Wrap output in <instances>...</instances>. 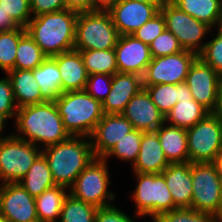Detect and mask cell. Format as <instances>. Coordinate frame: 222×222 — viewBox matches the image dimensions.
Listing matches in <instances>:
<instances>
[{"instance_id": "277c9868", "label": "cell", "mask_w": 222, "mask_h": 222, "mask_svg": "<svg viewBox=\"0 0 222 222\" xmlns=\"http://www.w3.org/2000/svg\"><path fill=\"white\" fill-rule=\"evenodd\" d=\"M55 104L71 136L90 137L104 115L102 103L85 90L63 92Z\"/></svg>"}, {"instance_id": "f1b7e54d", "label": "cell", "mask_w": 222, "mask_h": 222, "mask_svg": "<svg viewBox=\"0 0 222 222\" xmlns=\"http://www.w3.org/2000/svg\"><path fill=\"white\" fill-rule=\"evenodd\" d=\"M67 190L66 187L56 185L35 197L39 222H59L62 205L69 192Z\"/></svg>"}, {"instance_id": "ee69618b", "label": "cell", "mask_w": 222, "mask_h": 222, "mask_svg": "<svg viewBox=\"0 0 222 222\" xmlns=\"http://www.w3.org/2000/svg\"><path fill=\"white\" fill-rule=\"evenodd\" d=\"M33 17L66 9L64 0H29Z\"/></svg>"}, {"instance_id": "d6986e66", "label": "cell", "mask_w": 222, "mask_h": 222, "mask_svg": "<svg viewBox=\"0 0 222 222\" xmlns=\"http://www.w3.org/2000/svg\"><path fill=\"white\" fill-rule=\"evenodd\" d=\"M143 88L142 77L137 74L115 73L111 91L102 103L105 114H121L132 97Z\"/></svg>"}, {"instance_id": "681fc988", "label": "cell", "mask_w": 222, "mask_h": 222, "mask_svg": "<svg viewBox=\"0 0 222 222\" xmlns=\"http://www.w3.org/2000/svg\"><path fill=\"white\" fill-rule=\"evenodd\" d=\"M217 170V174L222 180V150L218 153L216 158L212 162Z\"/></svg>"}, {"instance_id": "74e56055", "label": "cell", "mask_w": 222, "mask_h": 222, "mask_svg": "<svg viewBox=\"0 0 222 222\" xmlns=\"http://www.w3.org/2000/svg\"><path fill=\"white\" fill-rule=\"evenodd\" d=\"M152 57H164L184 51L176 36L165 29L149 45Z\"/></svg>"}, {"instance_id": "3957f363", "label": "cell", "mask_w": 222, "mask_h": 222, "mask_svg": "<svg viewBox=\"0 0 222 222\" xmlns=\"http://www.w3.org/2000/svg\"><path fill=\"white\" fill-rule=\"evenodd\" d=\"M78 13L65 9L32 17L25 27L47 57L74 50Z\"/></svg>"}, {"instance_id": "52a82bcc", "label": "cell", "mask_w": 222, "mask_h": 222, "mask_svg": "<svg viewBox=\"0 0 222 222\" xmlns=\"http://www.w3.org/2000/svg\"><path fill=\"white\" fill-rule=\"evenodd\" d=\"M108 162L104 158H94L77 176L69 188V194L95 207L111 206L116 194L109 191L110 174Z\"/></svg>"}, {"instance_id": "8992f818", "label": "cell", "mask_w": 222, "mask_h": 222, "mask_svg": "<svg viewBox=\"0 0 222 222\" xmlns=\"http://www.w3.org/2000/svg\"><path fill=\"white\" fill-rule=\"evenodd\" d=\"M119 36L109 12L78 13L74 50L113 49Z\"/></svg>"}, {"instance_id": "7dc6e473", "label": "cell", "mask_w": 222, "mask_h": 222, "mask_svg": "<svg viewBox=\"0 0 222 222\" xmlns=\"http://www.w3.org/2000/svg\"><path fill=\"white\" fill-rule=\"evenodd\" d=\"M120 0H91V11L109 12Z\"/></svg>"}, {"instance_id": "f546056e", "label": "cell", "mask_w": 222, "mask_h": 222, "mask_svg": "<svg viewBox=\"0 0 222 222\" xmlns=\"http://www.w3.org/2000/svg\"><path fill=\"white\" fill-rule=\"evenodd\" d=\"M143 88L149 93L152 102L159 111L166 116L180 98L187 92L186 84H156L143 85Z\"/></svg>"}, {"instance_id": "cb8c5ba5", "label": "cell", "mask_w": 222, "mask_h": 222, "mask_svg": "<svg viewBox=\"0 0 222 222\" xmlns=\"http://www.w3.org/2000/svg\"><path fill=\"white\" fill-rule=\"evenodd\" d=\"M156 132L169 164L189 162L186 129L164 122Z\"/></svg>"}, {"instance_id": "603a6c76", "label": "cell", "mask_w": 222, "mask_h": 222, "mask_svg": "<svg viewBox=\"0 0 222 222\" xmlns=\"http://www.w3.org/2000/svg\"><path fill=\"white\" fill-rule=\"evenodd\" d=\"M12 85L17 108L46 102L32 70L13 69L6 73Z\"/></svg>"}, {"instance_id": "60d3db41", "label": "cell", "mask_w": 222, "mask_h": 222, "mask_svg": "<svg viewBox=\"0 0 222 222\" xmlns=\"http://www.w3.org/2000/svg\"><path fill=\"white\" fill-rule=\"evenodd\" d=\"M165 19L161 12L155 15L152 19L144 23L139 29H137L132 35L141 40L146 45H150L154 39L159 36L164 30Z\"/></svg>"}, {"instance_id": "484cf974", "label": "cell", "mask_w": 222, "mask_h": 222, "mask_svg": "<svg viewBox=\"0 0 222 222\" xmlns=\"http://www.w3.org/2000/svg\"><path fill=\"white\" fill-rule=\"evenodd\" d=\"M171 3L211 28L222 27V0H171Z\"/></svg>"}, {"instance_id": "9a60e30c", "label": "cell", "mask_w": 222, "mask_h": 222, "mask_svg": "<svg viewBox=\"0 0 222 222\" xmlns=\"http://www.w3.org/2000/svg\"><path fill=\"white\" fill-rule=\"evenodd\" d=\"M161 5L162 3L120 0L109 13L119 35H132L160 12Z\"/></svg>"}, {"instance_id": "8d00e7d4", "label": "cell", "mask_w": 222, "mask_h": 222, "mask_svg": "<svg viewBox=\"0 0 222 222\" xmlns=\"http://www.w3.org/2000/svg\"><path fill=\"white\" fill-rule=\"evenodd\" d=\"M216 32V36H213L210 41H206L198 57L210 65L222 78V27L217 28Z\"/></svg>"}, {"instance_id": "9c48e42d", "label": "cell", "mask_w": 222, "mask_h": 222, "mask_svg": "<svg viewBox=\"0 0 222 222\" xmlns=\"http://www.w3.org/2000/svg\"><path fill=\"white\" fill-rule=\"evenodd\" d=\"M186 132L189 162H213L222 150V121L209 113Z\"/></svg>"}, {"instance_id": "816d5d0a", "label": "cell", "mask_w": 222, "mask_h": 222, "mask_svg": "<svg viewBox=\"0 0 222 222\" xmlns=\"http://www.w3.org/2000/svg\"><path fill=\"white\" fill-rule=\"evenodd\" d=\"M217 219L219 222H222V196H221V202H220V210H219V214L217 216Z\"/></svg>"}, {"instance_id": "e575fe53", "label": "cell", "mask_w": 222, "mask_h": 222, "mask_svg": "<svg viewBox=\"0 0 222 222\" xmlns=\"http://www.w3.org/2000/svg\"><path fill=\"white\" fill-rule=\"evenodd\" d=\"M143 131L134 129L119 140L112 150L104 157L108 161L109 157L115 156L120 161H129L131 166L135 163L140 151Z\"/></svg>"}, {"instance_id": "30bf717a", "label": "cell", "mask_w": 222, "mask_h": 222, "mask_svg": "<svg viewBox=\"0 0 222 222\" xmlns=\"http://www.w3.org/2000/svg\"><path fill=\"white\" fill-rule=\"evenodd\" d=\"M193 196L191 208L218 216L222 180L212 162L191 163Z\"/></svg>"}, {"instance_id": "d590c367", "label": "cell", "mask_w": 222, "mask_h": 222, "mask_svg": "<svg viewBox=\"0 0 222 222\" xmlns=\"http://www.w3.org/2000/svg\"><path fill=\"white\" fill-rule=\"evenodd\" d=\"M153 222H219L217 217L193 208H176L161 214Z\"/></svg>"}, {"instance_id": "f35d334b", "label": "cell", "mask_w": 222, "mask_h": 222, "mask_svg": "<svg viewBox=\"0 0 222 222\" xmlns=\"http://www.w3.org/2000/svg\"><path fill=\"white\" fill-rule=\"evenodd\" d=\"M0 6L19 26L26 27L33 17L29 0H0Z\"/></svg>"}, {"instance_id": "8fae6325", "label": "cell", "mask_w": 222, "mask_h": 222, "mask_svg": "<svg viewBox=\"0 0 222 222\" xmlns=\"http://www.w3.org/2000/svg\"><path fill=\"white\" fill-rule=\"evenodd\" d=\"M160 12L165 19L166 29L176 36L183 49L198 55L206 44L202 39L212 28L181 11L171 2L162 3Z\"/></svg>"}, {"instance_id": "11a10c76", "label": "cell", "mask_w": 222, "mask_h": 222, "mask_svg": "<svg viewBox=\"0 0 222 222\" xmlns=\"http://www.w3.org/2000/svg\"><path fill=\"white\" fill-rule=\"evenodd\" d=\"M161 3L171 2V0H159Z\"/></svg>"}, {"instance_id": "f907efd6", "label": "cell", "mask_w": 222, "mask_h": 222, "mask_svg": "<svg viewBox=\"0 0 222 222\" xmlns=\"http://www.w3.org/2000/svg\"><path fill=\"white\" fill-rule=\"evenodd\" d=\"M7 122H8V119L5 116L0 114V141L3 140L4 138L9 137L11 135V134H9V135H6V136H4V135L1 136L2 135L1 133L5 129V126H6Z\"/></svg>"}, {"instance_id": "6da1fadb", "label": "cell", "mask_w": 222, "mask_h": 222, "mask_svg": "<svg viewBox=\"0 0 222 222\" xmlns=\"http://www.w3.org/2000/svg\"><path fill=\"white\" fill-rule=\"evenodd\" d=\"M13 121L18 130L13 134L39 148L61 143L71 136L64 127L55 102L21 107Z\"/></svg>"}, {"instance_id": "d4e9b609", "label": "cell", "mask_w": 222, "mask_h": 222, "mask_svg": "<svg viewBox=\"0 0 222 222\" xmlns=\"http://www.w3.org/2000/svg\"><path fill=\"white\" fill-rule=\"evenodd\" d=\"M209 113L186 92L165 116V122L172 126L188 129L204 119Z\"/></svg>"}, {"instance_id": "4dcf8cb0", "label": "cell", "mask_w": 222, "mask_h": 222, "mask_svg": "<svg viewBox=\"0 0 222 222\" xmlns=\"http://www.w3.org/2000/svg\"><path fill=\"white\" fill-rule=\"evenodd\" d=\"M79 51L88 75L107 74L118 72L115 50H76Z\"/></svg>"}, {"instance_id": "ffe728a7", "label": "cell", "mask_w": 222, "mask_h": 222, "mask_svg": "<svg viewBox=\"0 0 222 222\" xmlns=\"http://www.w3.org/2000/svg\"><path fill=\"white\" fill-rule=\"evenodd\" d=\"M174 205L177 208H191L193 188L191 163L169 164L162 172Z\"/></svg>"}, {"instance_id": "f5cc1de1", "label": "cell", "mask_w": 222, "mask_h": 222, "mask_svg": "<svg viewBox=\"0 0 222 222\" xmlns=\"http://www.w3.org/2000/svg\"><path fill=\"white\" fill-rule=\"evenodd\" d=\"M132 1H138L143 3H161L159 0H132Z\"/></svg>"}, {"instance_id": "7a4b0ae2", "label": "cell", "mask_w": 222, "mask_h": 222, "mask_svg": "<svg viewBox=\"0 0 222 222\" xmlns=\"http://www.w3.org/2000/svg\"><path fill=\"white\" fill-rule=\"evenodd\" d=\"M53 181L57 186L69 189L77 176L95 157L90 137L70 136L54 145L42 148Z\"/></svg>"}, {"instance_id": "ab89813d", "label": "cell", "mask_w": 222, "mask_h": 222, "mask_svg": "<svg viewBox=\"0 0 222 222\" xmlns=\"http://www.w3.org/2000/svg\"><path fill=\"white\" fill-rule=\"evenodd\" d=\"M112 75L107 74H91L84 90L94 99L103 103L107 95L111 91Z\"/></svg>"}, {"instance_id": "1f68e13d", "label": "cell", "mask_w": 222, "mask_h": 222, "mask_svg": "<svg viewBox=\"0 0 222 222\" xmlns=\"http://www.w3.org/2000/svg\"><path fill=\"white\" fill-rule=\"evenodd\" d=\"M46 58L47 56L26 31L17 45L15 69L33 70Z\"/></svg>"}, {"instance_id": "ba28073f", "label": "cell", "mask_w": 222, "mask_h": 222, "mask_svg": "<svg viewBox=\"0 0 222 222\" xmlns=\"http://www.w3.org/2000/svg\"><path fill=\"white\" fill-rule=\"evenodd\" d=\"M42 153L33 143L13 133L0 141V183H17Z\"/></svg>"}, {"instance_id": "5bb4252c", "label": "cell", "mask_w": 222, "mask_h": 222, "mask_svg": "<svg viewBox=\"0 0 222 222\" xmlns=\"http://www.w3.org/2000/svg\"><path fill=\"white\" fill-rule=\"evenodd\" d=\"M0 215L9 222H39L35 197L31 196L18 182L1 185Z\"/></svg>"}, {"instance_id": "d6a6232c", "label": "cell", "mask_w": 222, "mask_h": 222, "mask_svg": "<svg viewBox=\"0 0 222 222\" xmlns=\"http://www.w3.org/2000/svg\"><path fill=\"white\" fill-rule=\"evenodd\" d=\"M97 210V207L68 193L62 205L59 222H94Z\"/></svg>"}, {"instance_id": "4316f807", "label": "cell", "mask_w": 222, "mask_h": 222, "mask_svg": "<svg viewBox=\"0 0 222 222\" xmlns=\"http://www.w3.org/2000/svg\"><path fill=\"white\" fill-rule=\"evenodd\" d=\"M32 71L40 86L42 98L47 102H55L63 93L61 90V74L56 60L53 57H47Z\"/></svg>"}, {"instance_id": "f6af8a7d", "label": "cell", "mask_w": 222, "mask_h": 222, "mask_svg": "<svg viewBox=\"0 0 222 222\" xmlns=\"http://www.w3.org/2000/svg\"><path fill=\"white\" fill-rule=\"evenodd\" d=\"M66 9L82 13L91 11V0H64Z\"/></svg>"}, {"instance_id": "2e32d148", "label": "cell", "mask_w": 222, "mask_h": 222, "mask_svg": "<svg viewBox=\"0 0 222 222\" xmlns=\"http://www.w3.org/2000/svg\"><path fill=\"white\" fill-rule=\"evenodd\" d=\"M133 125L122 114H105L90 136L96 158H104L116 145L133 131Z\"/></svg>"}, {"instance_id": "4fadbf2b", "label": "cell", "mask_w": 222, "mask_h": 222, "mask_svg": "<svg viewBox=\"0 0 222 222\" xmlns=\"http://www.w3.org/2000/svg\"><path fill=\"white\" fill-rule=\"evenodd\" d=\"M222 78L199 57L190 65L186 77V91L199 104L212 113L217 104Z\"/></svg>"}, {"instance_id": "5b68a950", "label": "cell", "mask_w": 222, "mask_h": 222, "mask_svg": "<svg viewBox=\"0 0 222 222\" xmlns=\"http://www.w3.org/2000/svg\"><path fill=\"white\" fill-rule=\"evenodd\" d=\"M135 176L137 186L131 193V198L134 200V215H137V218L148 215L154 221L161 214L177 208L162 173L134 172Z\"/></svg>"}, {"instance_id": "db71d44e", "label": "cell", "mask_w": 222, "mask_h": 222, "mask_svg": "<svg viewBox=\"0 0 222 222\" xmlns=\"http://www.w3.org/2000/svg\"><path fill=\"white\" fill-rule=\"evenodd\" d=\"M0 222H9L5 217L0 215Z\"/></svg>"}, {"instance_id": "83f0119b", "label": "cell", "mask_w": 222, "mask_h": 222, "mask_svg": "<svg viewBox=\"0 0 222 222\" xmlns=\"http://www.w3.org/2000/svg\"><path fill=\"white\" fill-rule=\"evenodd\" d=\"M18 183L33 197L56 186L45 156L41 153Z\"/></svg>"}, {"instance_id": "c3c4849f", "label": "cell", "mask_w": 222, "mask_h": 222, "mask_svg": "<svg viewBox=\"0 0 222 222\" xmlns=\"http://www.w3.org/2000/svg\"><path fill=\"white\" fill-rule=\"evenodd\" d=\"M220 121H222V81L218 91L217 104L212 112Z\"/></svg>"}, {"instance_id": "ac0fdd59", "label": "cell", "mask_w": 222, "mask_h": 222, "mask_svg": "<svg viewBox=\"0 0 222 222\" xmlns=\"http://www.w3.org/2000/svg\"><path fill=\"white\" fill-rule=\"evenodd\" d=\"M121 114L134 129L143 132L156 131L165 122V116L152 102L145 88L132 97Z\"/></svg>"}, {"instance_id": "836d02e7", "label": "cell", "mask_w": 222, "mask_h": 222, "mask_svg": "<svg viewBox=\"0 0 222 222\" xmlns=\"http://www.w3.org/2000/svg\"><path fill=\"white\" fill-rule=\"evenodd\" d=\"M25 32L26 28L22 26L11 31L0 32V70L5 74L15 69L17 45Z\"/></svg>"}, {"instance_id": "b9f144b4", "label": "cell", "mask_w": 222, "mask_h": 222, "mask_svg": "<svg viewBox=\"0 0 222 222\" xmlns=\"http://www.w3.org/2000/svg\"><path fill=\"white\" fill-rule=\"evenodd\" d=\"M17 110L9 77L0 78V114L9 120L16 117Z\"/></svg>"}, {"instance_id": "7bdbcfd3", "label": "cell", "mask_w": 222, "mask_h": 222, "mask_svg": "<svg viewBox=\"0 0 222 222\" xmlns=\"http://www.w3.org/2000/svg\"><path fill=\"white\" fill-rule=\"evenodd\" d=\"M94 222H135L131 216L125 214L116 206L111 205L99 208L96 212Z\"/></svg>"}, {"instance_id": "7c38bea8", "label": "cell", "mask_w": 222, "mask_h": 222, "mask_svg": "<svg viewBox=\"0 0 222 222\" xmlns=\"http://www.w3.org/2000/svg\"><path fill=\"white\" fill-rule=\"evenodd\" d=\"M197 57L195 52L189 50L152 57L142 77L143 85L184 83L189 67Z\"/></svg>"}, {"instance_id": "e0dca14e", "label": "cell", "mask_w": 222, "mask_h": 222, "mask_svg": "<svg viewBox=\"0 0 222 222\" xmlns=\"http://www.w3.org/2000/svg\"><path fill=\"white\" fill-rule=\"evenodd\" d=\"M114 50L119 73L143 77L152 59L148 45L133 35H120Z\"/></svg>"}, {"instance_id": "bcb514c9", "label": "cell", "mask_w": 222, "mask_h": 222, "mask_svg": "<svg viewBox=\"0 0 222 222\" xmlns=\"http://www.w3.org/2000/svg\"><path fill=\"white\" fill-rule=\"evenodd\" d=\"M19 27L10 14H7L0 6V32L11 31Z\"/></svg>"}, {"instance_id": "7402d4cb", "label": "cell", "mask_w": 222, "mask_h": 222, "mask_svg": "<svg viewBox=\"0 0 222 222\" xmlns=\"http://www.w3.org/2000/svg\"><path fill=\"white\" fill-rule=\"evenodd\" d=\"M53 58L56 60L61 74L62 92L84 90L88 73L80 52L71 50L53 56Z\"/></svg>"}, {"instance_id": "44dd1931", "label": "cell", "mask_w": 222, "mask_h": 222, "mask_svg": "<svg viewBox=\"0 0 222 222\" xmlns=\"http://www.w3.org/2000/svg\"><path fill=\"white\" fill-rule=\"evenodd\" d=\"M169 162L163 152L156 131L142 133L140 151L135 163L132 165L133 172L159 174Z\"/></svg>"}]
</instances>
